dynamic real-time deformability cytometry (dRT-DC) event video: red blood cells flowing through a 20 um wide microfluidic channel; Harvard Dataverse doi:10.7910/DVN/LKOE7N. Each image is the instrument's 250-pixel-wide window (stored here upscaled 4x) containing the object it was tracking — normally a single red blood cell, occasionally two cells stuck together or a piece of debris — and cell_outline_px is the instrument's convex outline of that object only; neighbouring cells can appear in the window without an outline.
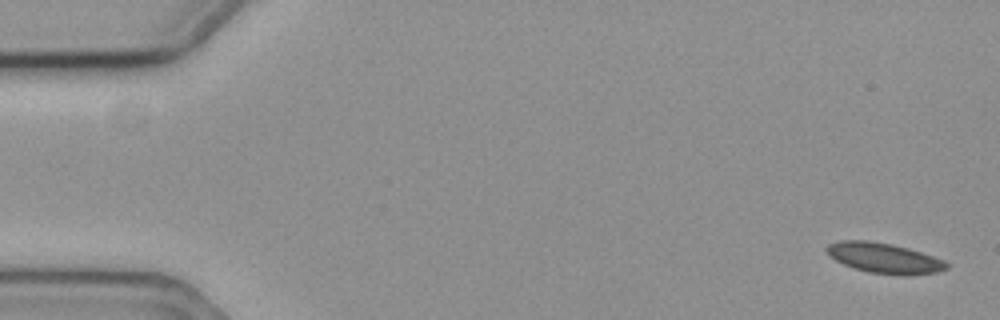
{"species": "common noctule bat (a hibernating species)", "species_latin": "Nyctalus noctula", "temperature_condition": "cold", "stored_images_in_passage": 2, "camera_frame_rate_fps": 3000, "um_per_image_px": 0.085, "animal": {"sex": "female", "body_mass_g": 19.3, "forearm_length_mm": 54.1}, "frame": {"image": 1, "passage_image": 2, "time_ms": 0.333, "image_size_px": [1000, 320], "cell_outline_px": [[948, 268], [936, 272], [908, 276], [868, 272], [852, 268], [828, 256], [824, 248], [828, 244], [840, 240], [868, 240], [892, 244], [908, 248], [944, 260], [948, 264]], "centroid_in_image_um": [75.11, 21.93], "position_along_channel_um": 9.9, "area_um2": 21.27}}